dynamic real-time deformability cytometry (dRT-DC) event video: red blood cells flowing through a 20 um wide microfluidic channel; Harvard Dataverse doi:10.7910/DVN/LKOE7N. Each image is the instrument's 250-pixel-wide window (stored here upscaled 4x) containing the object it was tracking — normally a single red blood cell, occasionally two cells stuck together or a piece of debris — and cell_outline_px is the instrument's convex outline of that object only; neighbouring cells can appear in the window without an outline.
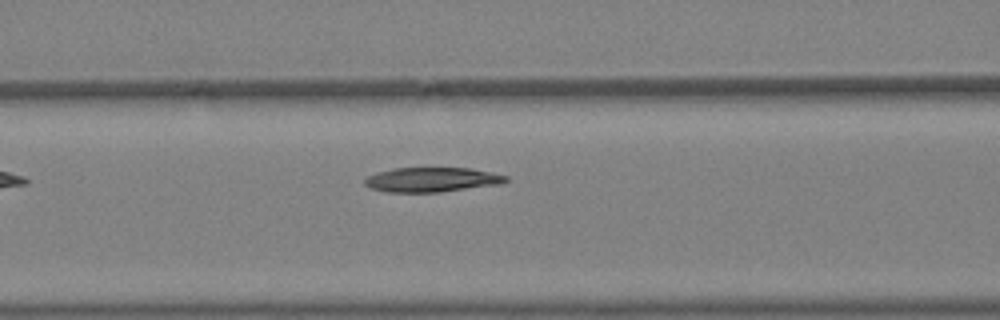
{"species": "Egyptian fruit bat (a non-hibernating species)", "species_latin": "Rousettus aegyptiacus", "temperature_condition": "warm", "stored_images_in_passage": 6, "camera_frame_rate_fps": 3000, "um_per_image_px": 0.085, "animal": {"sex": "female"}, "frame": {"image": 1, "passage_image": 6, "time_ms": 1.667, "image_size_px": [1000, 320], "cell_outline_px": [[508, 180], [500, 184], [440, 192], [388, 192], [368, 188], [364, 184], [364, 180], [368, 176], [376, 172], [392, 168], [472, 168], [492, 172], [508, 176]], "centroid_in_image_um": [36.68, 15.27], "position_along_channel_um": 129.9, "area_um2": 20.35}}